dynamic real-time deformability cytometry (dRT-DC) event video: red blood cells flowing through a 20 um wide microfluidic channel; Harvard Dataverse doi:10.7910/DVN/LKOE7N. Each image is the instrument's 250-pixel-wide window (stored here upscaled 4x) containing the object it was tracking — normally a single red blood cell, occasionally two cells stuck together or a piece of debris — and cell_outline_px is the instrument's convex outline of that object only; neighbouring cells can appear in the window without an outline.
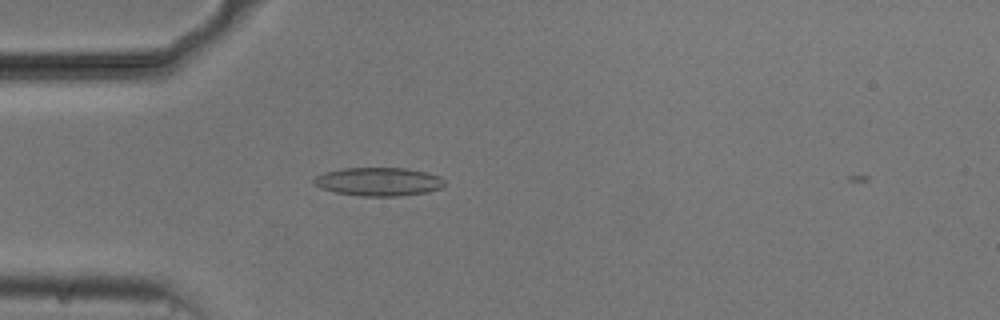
{"species": "common noctule bat (a hibernating species)", "species_latin": "Nyctalus noctula", "temperature_condition": "cold", "stored_images_in_passage": 50, "camera_frame_rate_fps": 3000, "um_per_image_px": 0.085, "animal": {"sex": "male", "body_mass_g": 20.5, "forearm_length_mm": 52.5}, "frame": {"image": 1, "passage_image": 10, "time_ms": 3.0, "image_size_px": [1000, 320], "cell_outline_px": [[444, 184], [440, 188], [424, 192], [400, 196], [360, 196], [336, 192], [320, 188], [312, 180], [316, 176], [324, 172], [344, 168], [408, 168], [428, 172], [440, 176], [444, 180]], "centroid_in_image_um": [32.18, 15.43], "position_along_channel_um": 52.8, "area_um2": 21.62}}
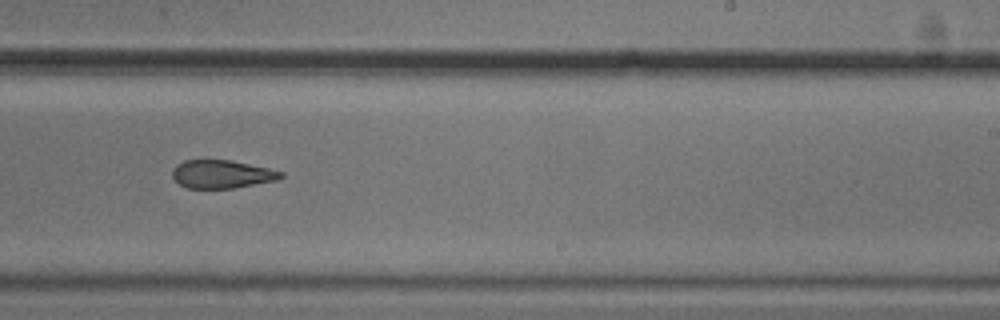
{"frame": {"image": 2, "passage_image": 28, "time_ms": 9.0, "image_size_px": [1000, 320], "cell_outline_px": [[284, 176], [276, 180], [232, 188], [188, 188], [180, 184], [172, 176], [172, 168], [176, 164], [184, 160], [232, 160], [268, 168], [284, 172]], "centroid_in_image_um": [18.84, 14.79], "position_along_channel_um": 270.2, "area_um2": 17.74}}
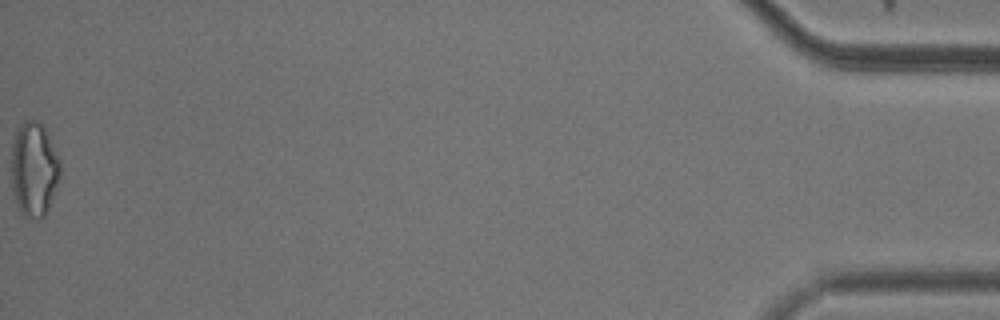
{"frame": {"image": 3, "passage_image": 49, "time_ms": 16.0, "image_size_px": [1000, 320], "cell_outline_px": [[60, 176], [48, 212], [40, 220], [24, 216], [16, 204], [12, 188], [12, 144], [16, 128], [24, 120], [36, 120], [44, 128], [60, 160]], "centroid_in_image_um": [2.89, 14.41], "position_along_channel_um": 432.3, "area_um2": 26.99}}